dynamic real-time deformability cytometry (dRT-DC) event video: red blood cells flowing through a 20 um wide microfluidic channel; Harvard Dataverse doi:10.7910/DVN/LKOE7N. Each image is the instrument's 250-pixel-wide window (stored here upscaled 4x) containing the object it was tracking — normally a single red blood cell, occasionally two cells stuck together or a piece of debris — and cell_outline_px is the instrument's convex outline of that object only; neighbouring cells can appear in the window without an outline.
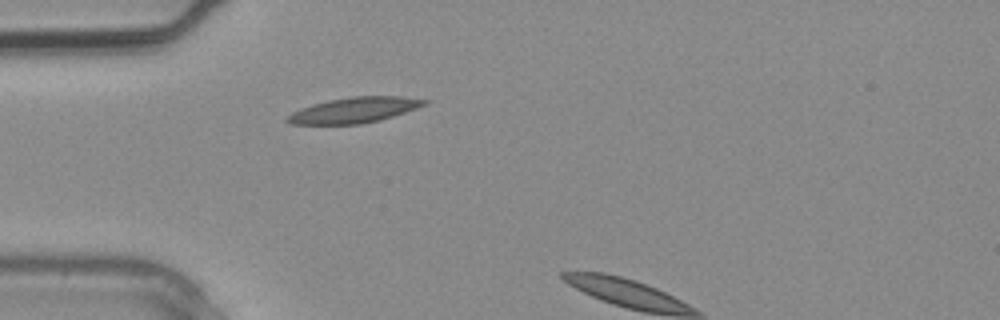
{"species": "common noctule bat (a hibernating species)", "species_latin": "Nyctalus noctula", "temperature_condition": "warm", "stored_images_in_passage": 2, "camera_frame_rate_fps": 3000, "um_per_image_px": 0.085, "animal": {"sex": "male", "body_mass_g": 20.4}, "frame": {"image": 1, "passage_image": 1, "time_ms": 0.0, "image_size_px": [1000, 320], "cell_outline_px": [[428, 104], [380, 120], [360, 124], [288, 124], [284, 120], [292, 112], [300, 108], [312, 104], [328, 100], [352, 96], [400, 96], [428, 100]], "centroid_in_image_um": [30.07, 9.35], "position_along_channel_um": 54.9, "area_um2": 20.35}}